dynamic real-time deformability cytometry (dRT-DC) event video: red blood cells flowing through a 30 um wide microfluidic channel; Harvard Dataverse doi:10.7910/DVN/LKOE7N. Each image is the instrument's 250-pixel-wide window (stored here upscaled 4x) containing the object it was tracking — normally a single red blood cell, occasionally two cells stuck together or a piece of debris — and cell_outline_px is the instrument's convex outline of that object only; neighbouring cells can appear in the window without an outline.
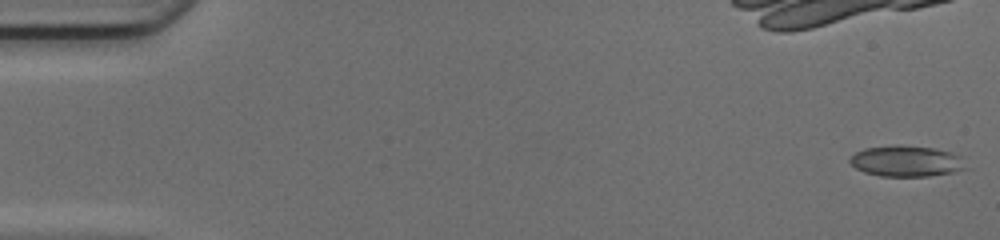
{"species": "common noctule bat (a hibernating species)", "species_latin": "Nyctalus noctula", "temperature_condition": "cold", "stored_images_in_passage": 28, "camera_frame_rate_fps": 3000, "um_per_image_px": 0.085, "animal": {"sex": "female", "body_mass_g": 17.0, "forearm_length_mm": 48.0}, "frame": {"image": 1, "passage_image": 1, "time_ms": 0.0, "image_size_px": [1000, 240], "cell_outline_px": [[972, 168], [952, 172], [928, 176], [880, 176], [864, 172], [856, 168], [848, 160], [856, 152], [864, 148], [900, 144], [936, 148], [952, 152], [960, 156]], "centroid_in_image_um": [77.1, 13.69], "position_along_channel_um": 7.9, "area_um2": 21.27}}